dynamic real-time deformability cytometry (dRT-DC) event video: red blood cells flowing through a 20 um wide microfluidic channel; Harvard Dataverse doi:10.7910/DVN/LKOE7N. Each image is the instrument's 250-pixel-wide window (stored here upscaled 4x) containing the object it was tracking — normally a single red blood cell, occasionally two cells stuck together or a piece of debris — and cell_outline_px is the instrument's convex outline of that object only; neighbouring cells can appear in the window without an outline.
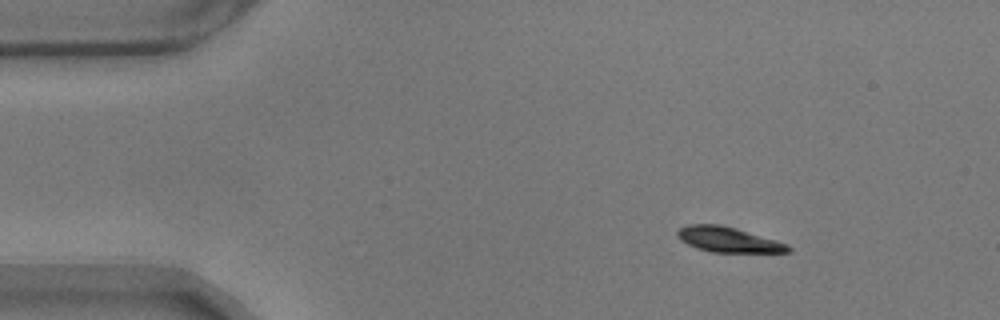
{"species": "common noctule bat (a hibernating species)", "species_latin": "Nyctalus noctula", "temperature_condition": "warm", "stored_images_in_passage": 21, "camera_frame_rate_fps": 3000, "um_per_image_px": 0.085, "animal": {"sex": "male", "body_mass_g": 17.9}, "frame": {"image": 1, "passage_image": 1, "time_ms": 0.0, "image_size_px": [1000, 320], "cell_outline_px": [[792, 252], [712, 252], [696, 248], [680, 240], [676, 236], [676, 232], [680, 228], [688, 224], [720, 224], [736, 228], [776, 240], [788, 244], [792, 248]], "centroid_in_image_um": [61.89, 20.36], "position_along_channel_um": 23.1, "area_um2": 16.3}}
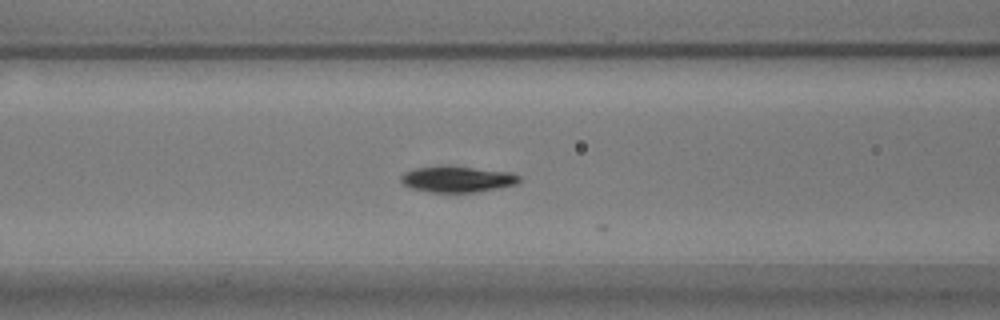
{"frame": {"image": 2, "passage_image": 16, "time_ms": 5.0, "image_size_px": [1000, 320], "cell_outline_px": [[520, 180], [516, 184], [496, 188], [472, 192], [432, 192], [412, 188], [404, 184], [400, 180], [400, 176], [404, 172], [416, 168], [436, 164], [452, 164], [512, 172], [520, 176]], "centroid_in_image_um": [38.85, 15.18], "position_along_channel_um": 127.8, "area_um2": 18.44}}
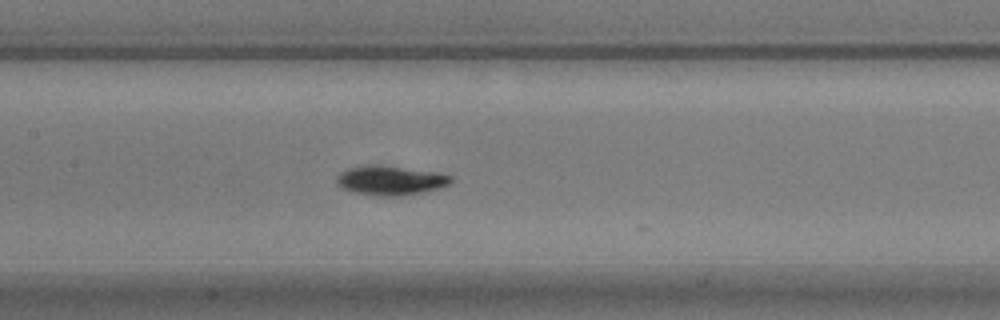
{"frame": {"image": 3, "passage_image": 20, "time_ms": 6.333, "image_size_px": [1000, 320], "cell_outline_px": [[452, 180], [448, 184], [424, 192], [400, 196], [372, 196], [356, 192], [344, 188], [336, 184], [336, 176], [340, 172], [348, 168], [372, 164], [380, 164], [436, 172], [452, 176]], "centroid_in_image_um": [33.15, 15.32], "position_along_channel_um": 174.3, "area_um2": 19.59}}